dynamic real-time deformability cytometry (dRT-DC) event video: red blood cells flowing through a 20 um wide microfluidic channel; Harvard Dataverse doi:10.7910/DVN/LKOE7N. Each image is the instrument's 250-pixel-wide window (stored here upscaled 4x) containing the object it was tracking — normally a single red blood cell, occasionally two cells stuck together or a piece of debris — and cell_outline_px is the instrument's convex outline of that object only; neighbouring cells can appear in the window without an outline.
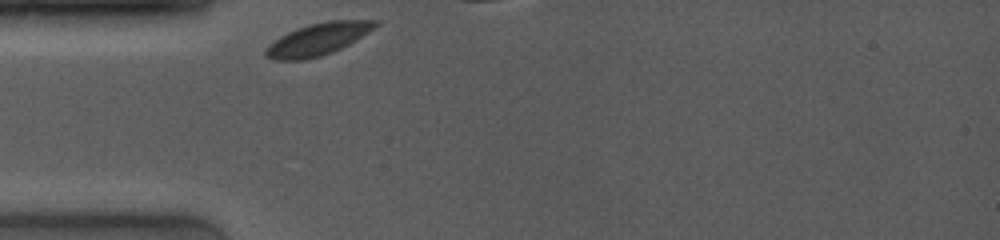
{"species": "common noctule bat (a hibernating species)", "species_latin": "Nyctalus noctula", "temperature_condition": "room temperature", "stored_images_in_passage": 10, "camera_frame_rate_fps": 4000, "um_per_image_px": 0.085, "animal": {"sex": "female", "body_mass_g": 19.0, "forearm_length_mm": 53.3}, "frame": {"image": 1, "passage_image": 1, "time_ms": 0.0, "image_size_px": [1000, 240], "cell_outline_px": [[380, 24], [368, 32], [348, 44], [332, 52], [320, 56], [304, 60], [272, 60], [264, 56], [264, 52], [268, 44], [280, 36], [296, 28], [328, 20], [380, 20]], "centroid_in_image_um": [26.99, 3.33], "position_along_channel_um": 58.0, "area_um2": 20.46}}
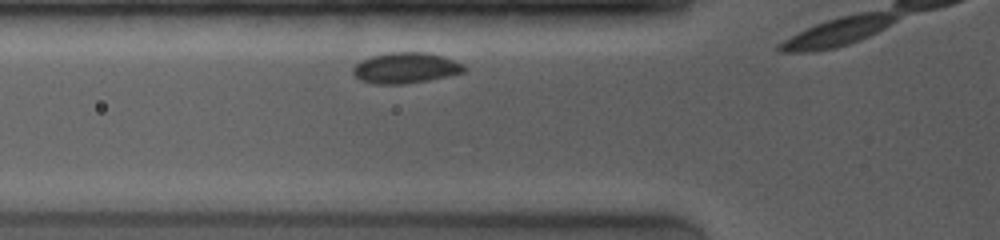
{"frame": {"image": 2, "passage_image": 5, "time_ms": 1.0, "image_size_px": [1000, 240], "cell_outline_px": [[468, 68], [464, 72], [448, 76], [428, 80], [404, 84], [376, 84], [360, 80], [352, 72], [352, 68], [360, 60], [372, 56], [388, 52], [424, 52], [444, 56], [464, 64]], "centroid_in_image_um": [34.49, 5.77], "position_along_channel_um": 91.3, "area_um2": 20.06}}
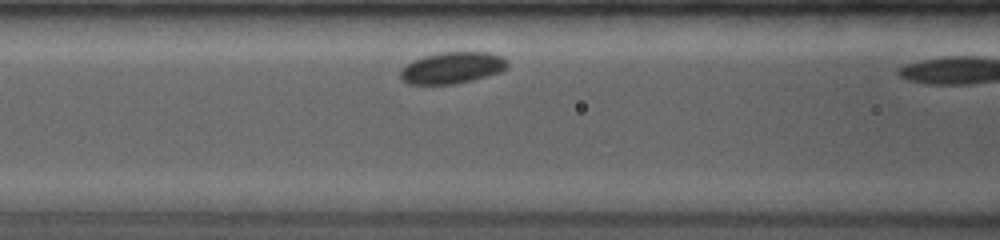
{"frame": {"image": 3, "passage_image": 9, "time_ms": 2.0, "image_size_px": [1000, 240], "cell_outline_px": [[508, 64], [500, 72], [472, 80], [452, 84], [408, 84], [400, 76], [400, 68], [412, 60], [424, 56], [440, 52], [488, 52], [500, 56], [508, 60]], "centroid_in_image_um": [38.4, 5.75], "position_along_channel_um": 128.2, "area_um2": 19.59}}